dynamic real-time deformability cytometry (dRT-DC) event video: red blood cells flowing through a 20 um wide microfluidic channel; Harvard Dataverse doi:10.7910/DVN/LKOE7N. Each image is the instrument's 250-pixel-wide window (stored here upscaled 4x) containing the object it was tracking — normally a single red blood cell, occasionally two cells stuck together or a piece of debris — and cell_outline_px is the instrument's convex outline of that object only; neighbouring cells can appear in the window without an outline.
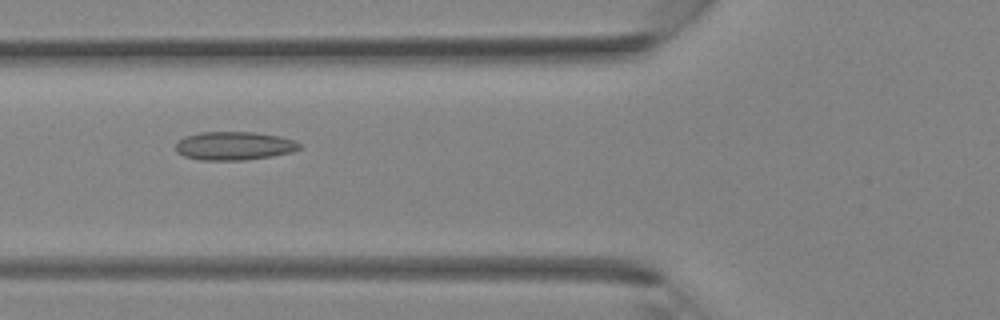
{"species": "Egyptian fruit bat (a non-hibernating species)", "species_latin": "Rousettus aegyptiacus", "temperature_condition": "room temperature", "stored_images_in_passage": 27, "camera_frame_rate_fps": 3000, "um_per_image_px": 0.085, "animal": {"sex": "female"}, "frame": {"image": 1, "passage_image": 4, "time_ms": 1.0, "image_size_px": [1000, 320], "cell_outline_px": [[300, 148], [292, 152], [272, 156], [244, 160], [200, 160], [184, 156], [176, 152], [176, 140], [184, 136], [200, 132], [252, 132], [280, 136], [292, 140], [300, 144]], "centroid_in_image_um": [19.85, 12.39], "position_along_channel_um": 105.9, "area_um2": 20.58}}
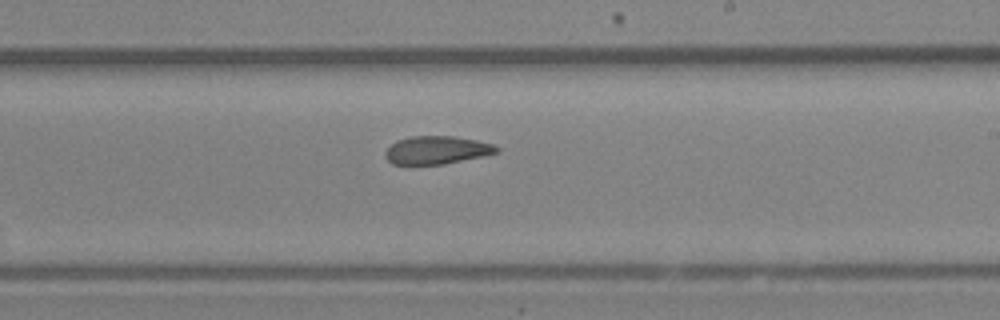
{"frame": {"image": 2, "passage_image": 12, "time_ms": 3.667, "image_size_px": [1000, 320], "cell_outline_px": [[500, 152], [484, 156], [444, 164], [392, 164], [384, 156], [384, 152], [396, 140], [412, 136], [452, 136], [476, 140], [492, 144], [500, 148]], "centroid_in_image_um": [37.13, 12.76], "position_along_channel_um": 251.9, "area_um2": 18.21}}
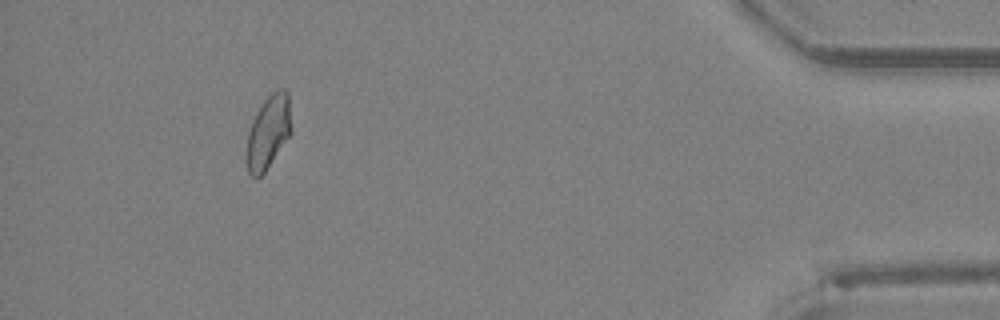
{"frame": {"image": 3, "passage_image": 24, "time_ms": 7.667, "image_size_px": [1000, 320], "cell_outline_px": [[292, 132], [264, 172], [260, 176], [252, 176], [248, 172], [248, 132], [252, 120], [256, 112], [264, 100], [272, 92], [280, 88], [284, 88], [288, 92], [292, 128]], "centroid_in_image_um": [22.84, 11.16], "position_along_channel_um": 412.4, "area_um2": 18.79}}